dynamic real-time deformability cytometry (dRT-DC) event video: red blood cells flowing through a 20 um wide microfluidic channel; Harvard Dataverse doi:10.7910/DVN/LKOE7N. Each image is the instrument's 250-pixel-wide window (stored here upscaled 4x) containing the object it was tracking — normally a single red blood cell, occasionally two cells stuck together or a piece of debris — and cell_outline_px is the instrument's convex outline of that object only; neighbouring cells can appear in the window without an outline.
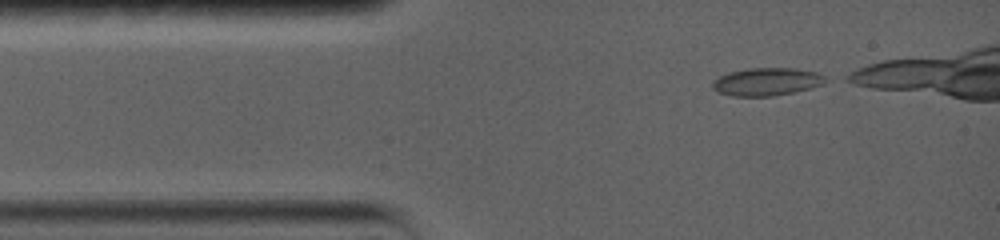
{"species": "common noctule bat (a hibernating species)", "species_latin": "Nyctalus noctula", "temperature_condition": "warm", "stored_images_in_passage": 58, "camera_frame_rate_fps": 5000, "um_per_image_px": 0.085, "animal": {"sex": "female", "body_mass_g": 19.0, "forearm_length_mm": 56.7}, "frame": {"image": 1, "passage_image": 1, "time_ms": 0.0, "image_size_px": [1000, 240], "cell_outline_px": [[832, 80], [824, 84], [792, 92], [772, 96], [732, 96], [720, 92], [712, 88], [712, 80], [720, 76], [732, 72], [748, 68], [792, 68], [816, 72], [828, 76]], "centroid_in_image_um": [65.23, 6.94], "position_along_channel_um": 19.8, "area_um2": 18.32}}
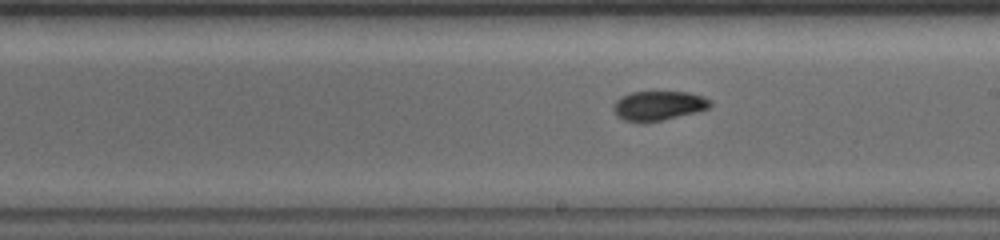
{"frame": {"image": 2, "passage_image": 34, "time_ms": 6.6, "image_size_px": [1000, 240], "cell_outline_px": [[712, 104], [708, 108], [696, 112], [660, 120], [624, 120], [616, 116], [612, 108], [616, 100], [620, 96], [632, 92], [688, 92], [704, 96], [712, 100]], "centroid_in_image_um": [55.98, 8.94], "position_along_channel_um": 233.0, "area_um2": 16.3}}
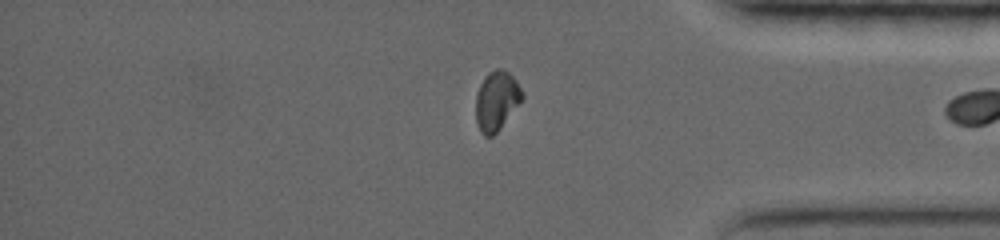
{"frame": {"image": 3, "passage_image": 57, "time_ms": 11.2, "image_size_px": [1000, 240], "cell_outline_px": [[524, 96], [500, 128], [492, 136], [484, 136], [480, 132], [476, 124], [476, 92], [484, 76], [488, 72], [496, 68], [504, 68], [516, 80]], "centroid_in_image_um": [42.17, 8.54], "position_along_channel_um": 393.0, "area_um2": 16.01}}